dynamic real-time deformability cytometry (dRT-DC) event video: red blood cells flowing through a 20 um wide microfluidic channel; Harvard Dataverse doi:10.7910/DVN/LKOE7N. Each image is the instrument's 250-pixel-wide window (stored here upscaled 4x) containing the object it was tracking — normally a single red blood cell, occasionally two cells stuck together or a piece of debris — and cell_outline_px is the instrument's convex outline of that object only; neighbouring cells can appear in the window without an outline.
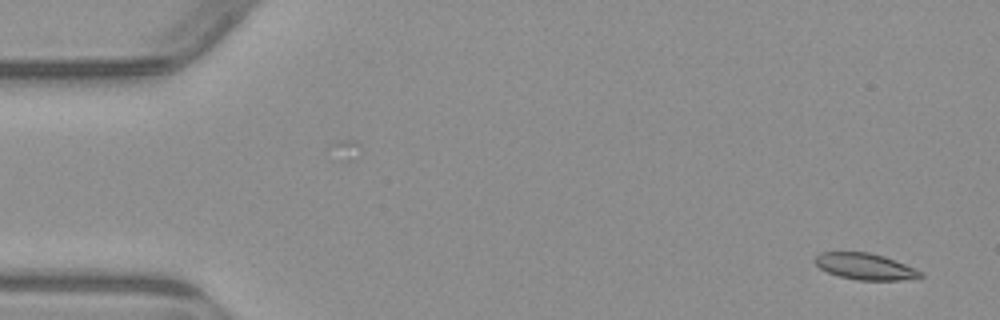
{"species": "common noctule bat (a hibernating species)", "species_latin": "Nyctalus noctula", "temperature_condition": "warm", "stored_images_in_passage": 2, "camera_frame_rate_fps": 3000, "um_per_image_px": 0.085, "animal": {"sex": "male", "body_mass_g": 23.1, "forearm_length_mm": 52.7}, "frame": {"image": 1, "passage_image": 2, "time_ms": 1.333, "image_size_px": [1000, 320], "cell_outline_px": [[924, 276], [900, 280], [856, 280], [840, 276], [828, 272], [820, 268], [816, 264], [816, 256], [820, 252], [868, 252], [884, 256], [924, 272]], "centroid_in_image_um": [73.55, 22.65], "position_along_channel_um": 11.5, "area_um2": 16.01}}